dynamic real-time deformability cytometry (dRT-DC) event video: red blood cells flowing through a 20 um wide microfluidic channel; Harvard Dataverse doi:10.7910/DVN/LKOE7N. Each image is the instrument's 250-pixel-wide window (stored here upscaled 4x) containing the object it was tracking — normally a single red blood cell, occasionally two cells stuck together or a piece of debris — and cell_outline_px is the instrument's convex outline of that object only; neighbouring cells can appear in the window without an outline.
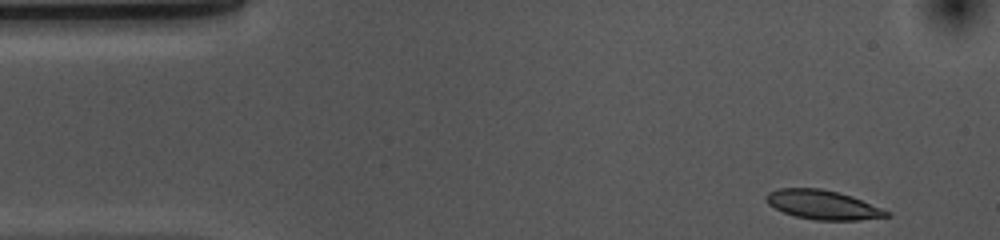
{"species": "common noctule bat (a hibernating species)", "species_latin": "Nyctalus noctula", "temperature_condition": "cold", "stored_images_in_passage": 40, "camera_frame_rate_fps": 3000, "um_per_image_px": 0.085, "animal": {"sex": "female", "body_mass_g": 10.0, "forearm_length_mm": 53.1}, "frame": {"image": 1, "passage_image": 1, "time_ms": 0.0, "image_size_px": [1000, 240], "cell_outline_px": [[892, 216], [860, 220], [816, 220], [796, 216], [784, 212], [768, 204], [764, 196], [768, 192], [780, 188], [820, 188], [840, 192], [852, 196], [892, 212]], "centroid_in_image_um": [69.98, 17.4], "position_along_channel_um": 15.0, "area_um2": 20.58}}
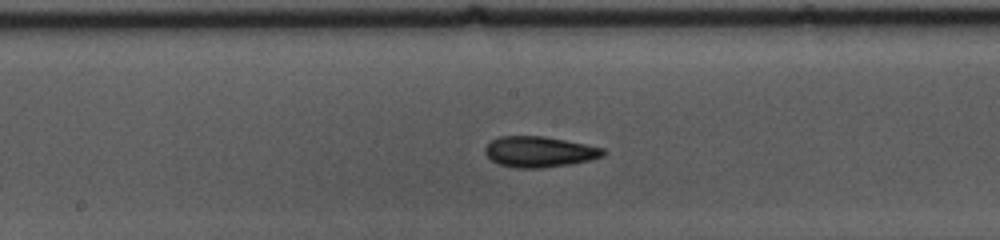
{"frame": {"image": 2, "passage_image": 23, "time_ms": 7.333, "image_size_px": [1000, 240], "cell_outline_px": [[608, 152], [604, 156], [588, 160], [568, 164], [540, 168], [516, 168], [500, 164], [492, 160], [484, 152], [484, 148], [492, 140], [500, 136], [544, 136], [604, 148]], "centroid_in_image_um": [45.85, 12.9], "position_along_channel_um": 202.4, "area_um2": 20.98}}
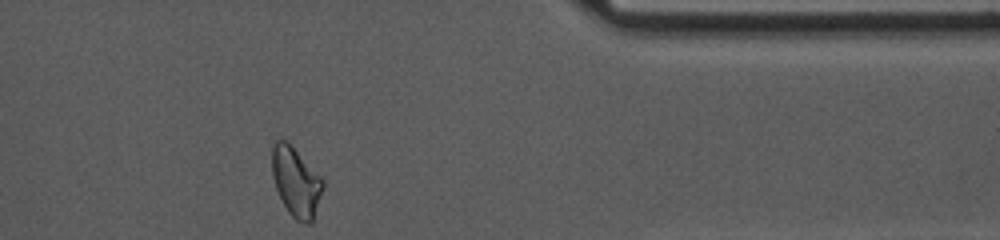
{"frame": {"image": 3, "passage_image": 40, "time_ms": 13.0, "image_size_px": [1000, 240], "cell_outline_px": [[324, 188], [312, 224], [304, 224], [296, 220], [288, 212], [276, 188], [272, 176], [272, 144], [276, 140], [284, 140], [324, 180]], "centroid_in_image_um": [25.17, 15.53], "position_along_channel_um": 386.2, "area_um2": 20.29}, "authors_computed_cell_mechanics": {"area_um2": 20.4612, "velocity_mm_per_s": 3.6651, "shape_relaxation_time_tau1_ms": 5.5036, "shape_relaxation_time_tau2_ms": 2.7641, "deformation_change_tau1": 0.1332, "deformation_change_tau2": 0.0796}}